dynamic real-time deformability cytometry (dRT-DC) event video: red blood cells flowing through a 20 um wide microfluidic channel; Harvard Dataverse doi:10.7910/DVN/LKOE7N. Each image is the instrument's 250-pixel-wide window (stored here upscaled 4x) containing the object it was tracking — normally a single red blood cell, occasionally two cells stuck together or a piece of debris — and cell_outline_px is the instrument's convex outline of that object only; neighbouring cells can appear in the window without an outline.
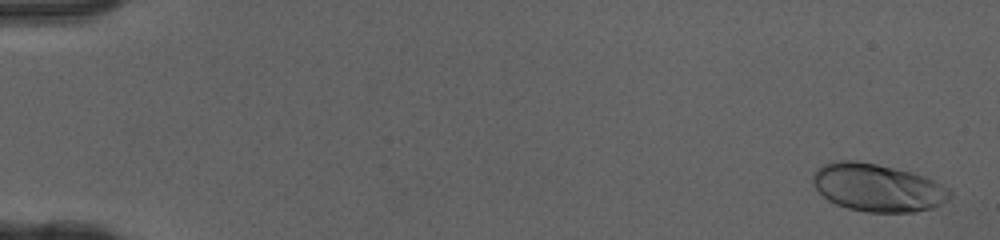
{"species": "human", "species_latin": "Homo sapiens", "temperature_condition": "cold", "stored_images_in_passage": 51, "camera_frame_rate_fps": 3000, "um_per_image_px": 0.085, "donor": {"sex": "female"}, "frame": {"image": 1, "passage_image": 2, "time_ms": 0.333, "image_size_px": [1000, 240], "cell_outline_px": [[952, 192], [940, 204], [932, 208], [912, 212], [868, 212], [848, 208], [836, 204], [828, 200], [816, 188], [812, 180], [816, 172], [824, 164], [844, 160], [848, 160], [876, 164], [908, 172], [920, 176]], "centroid_in_image_um": [74.52, 15.97], "position_along_channel_um": 10.5, "area_um2": 36.76}}
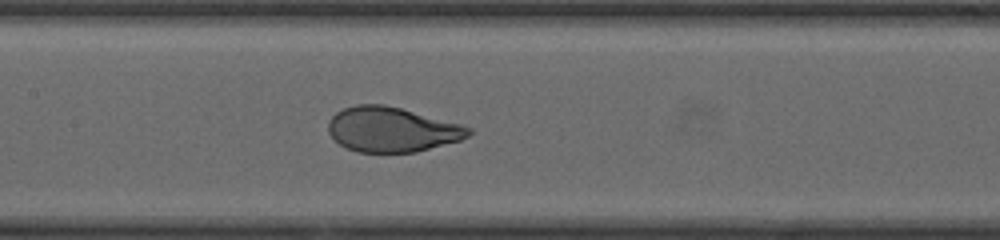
{"frame": {"image": 2, "passage_image": 26, "time_ms": 8.333, "image_size_px": [1000, 240], "cell_outline_px": [[472, 132], [468, 136], [460, 140], [416, 152], [360, 152], [348, 148], [340, 144], [328, 132], [328, 124], [332, 116], [336, 112], [344, 108], [356, 104], [384, 104], [400, 108], [460, 124], [472, 128]], "centroid_in_image_um": [33.3, 11.0], "position_along_channel_um": 174.1, "area_um2": 36.36}}
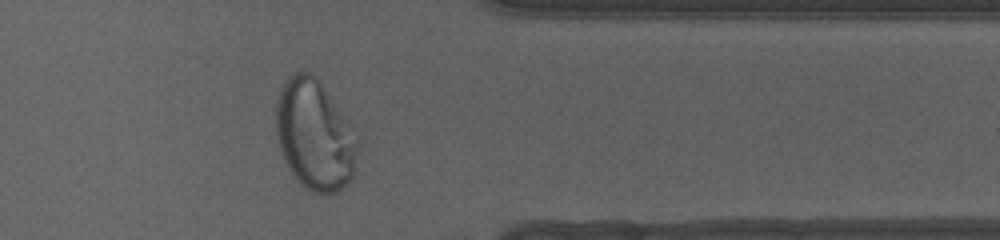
{"frame": {"image": 3, "passage_image": 42, "time_ms": 13.667, "image_size_px": [1000, 240], "cell_outline_px": [[356, 148], [352, 180], [348, 184], [336, 192], [312, 192], [304, 188], [296, 180], [284, 160], [280, 148], [276, 132], [276, 100], [280, 88], [284, 80], [292, 72], [312, 72], [320, 80], [336, 108], [356, 144]], "centroid_in_image_um": [26.64, 11.48], "position_along_channel_um": 384.8, "area_um2": 51.04}, "authors_computed_cell_mechanics": {"area_um2": 37.2232, "velocity_mm_per_s": 4.0839, "shape_relaxation_time_tau1_ms": 5.1536, "shape_relaxation_time_tau2_ms": null, "deformation_change_tau1": 0.2431, "deformation_change_tau2": null}}